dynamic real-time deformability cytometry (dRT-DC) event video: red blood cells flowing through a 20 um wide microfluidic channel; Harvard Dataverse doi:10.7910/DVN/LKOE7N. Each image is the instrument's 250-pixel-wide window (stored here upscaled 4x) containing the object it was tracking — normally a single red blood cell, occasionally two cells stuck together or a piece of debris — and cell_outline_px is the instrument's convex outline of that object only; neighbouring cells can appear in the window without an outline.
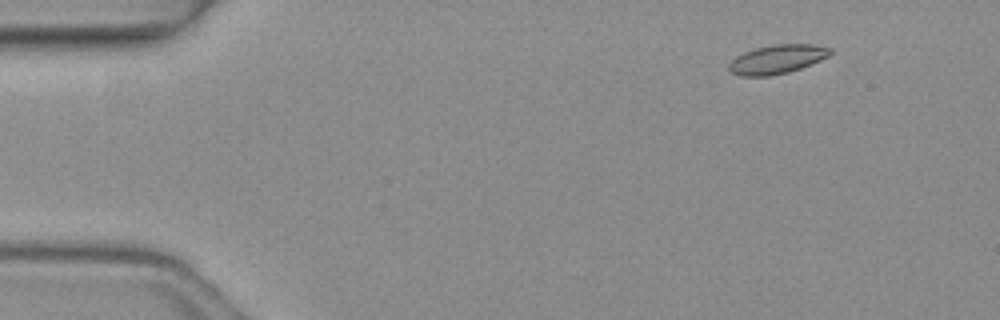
{"species": "common noctule bat (a hibernating species)", "species_latin": "Nyctalus noctula", "temperature_condition": "warm", "stored_images_in_passage": 4, "camera_frame_rate_fps": 3000, "um_per_image_px": 0.085, "animal": {"sex": "female", "body_mass_g": 19.3, "forearm_length_mm": 54.1}, "frame": {"image": 1, "passage_image": 1, "time_ms": 0.0, "image_size_px": [1000, 320], "cell_outline_px": [[832, 52], [828, 56], [812, 64], [788, 72], [768, 76], [740, 76], [732, 72], [728, 68], [728, 64], [736, 56], [744, 52], [756, 48], [776, 44], [816, 44], [832, 48]], "centroid_in_image_um": [66.07, 5.03], "position_along_channel_um": 18.9, "area_um2": 17.05}}